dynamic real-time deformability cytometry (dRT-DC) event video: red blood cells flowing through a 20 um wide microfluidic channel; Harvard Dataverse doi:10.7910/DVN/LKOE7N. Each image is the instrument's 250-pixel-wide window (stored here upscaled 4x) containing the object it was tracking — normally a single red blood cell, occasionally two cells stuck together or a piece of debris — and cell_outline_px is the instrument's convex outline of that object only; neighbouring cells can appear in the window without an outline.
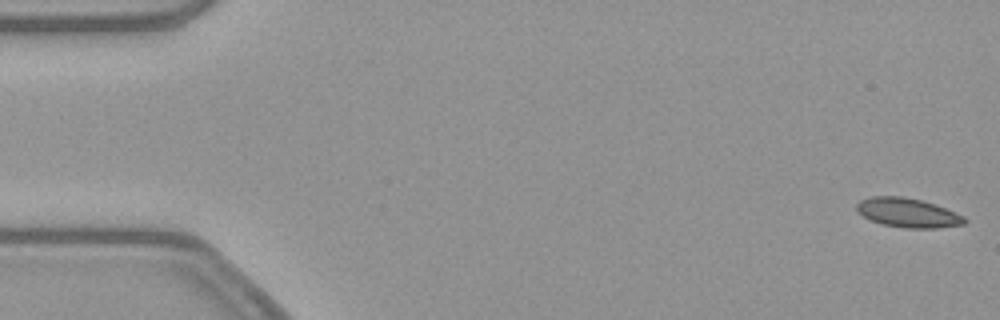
{"species": "common noctule bat (a hibernating species)", "species_latin": "Nyctalus noctula", "temperature_condition": "warm", "stored_images_in_passage": 53, "camera_frame_rate_fps": 3000, "um_per_image_px": 0.085, "animal": {"sex": "female", "body_mass_g": 21.9}, "frame": {"image": 1, "passage_image": 1, "time_ms": 0.0, "image_size_px": [1000, 320], "cell_outline_px": [[968, 220], [964, 224], [936, 228], [904, 228], [884, 224], [872, 220], [856, 212], [856, 204], [860, 200], [872, 196], [904, 196], [936, 204], [964, 216]], "centroid_in_image_um": [77.16, 18.07], "position_along_channel_um": 7.8, "area_um2": 18.38}}
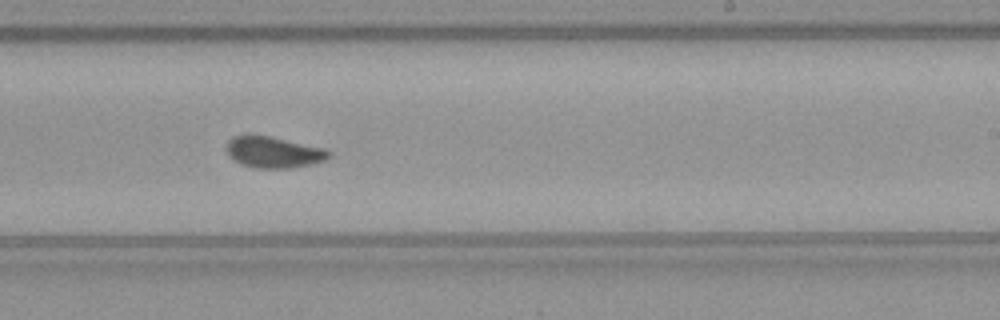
{"frame": {"image": 2, "passage_image": 32, "time_ms": 10.333, "image_size_px": [1000, 320], "cell_outline_px": [[332, 156], [328, 160], [312, 164], [292, 168], [256, 168], [240, 164], [228, 156], [224, 148], [228, 140], [232, 136], [244, 132], [248, 132], [268, 136], [324, 148], [332, 152]], "centroid_in_image_um": [23.2, 12.91], "position_along_channel_um": 265.8, "area_um2": 19.36}}
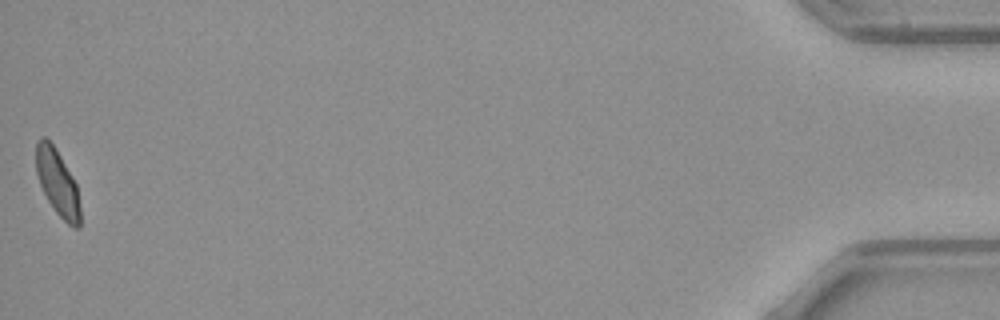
{"frame": {"image": 3, "passage_image": 53, "time_ms": 17.333, "image_size_px": [1000, 320], "cell_outline_px": [[80, 228], [76, 228], [68, 224], [56, 212], [48, 200], [40, 184], [36, 172], [36, 144], [40, 136], [44, 136], [56, 148], [72, 176], [76, 184], [80, 208]], "centroid_in_image_um": [4.88, 15.51], "position_along_channel_um": 430.3, "area_um2": 16.82}, "authors_computed_cell_mechanics": {"area_um2": 18.2648, "velocity_mm_per_s": 3.8666, "shape_relaxation_time_tau1_ms": 3.9955, "shape_relaxation_time_tau2_ms": 0.8028, "deformation_change_tau1": 0.1225, "deformation_change_tau2": 0.0747}}